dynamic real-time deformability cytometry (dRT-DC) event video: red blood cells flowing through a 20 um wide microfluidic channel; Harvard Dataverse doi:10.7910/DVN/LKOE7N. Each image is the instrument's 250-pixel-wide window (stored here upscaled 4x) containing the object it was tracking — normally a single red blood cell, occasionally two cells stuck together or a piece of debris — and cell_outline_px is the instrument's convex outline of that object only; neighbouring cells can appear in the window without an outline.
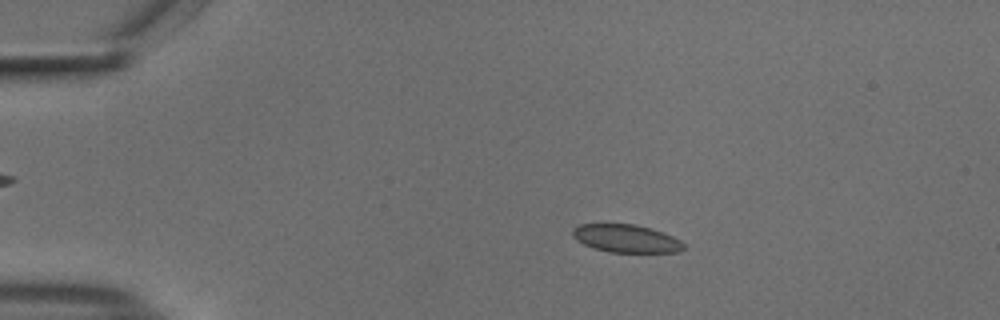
{"species": "common noctule bat (a hibernating species)", "species_latin": "Nyctalus noctula", "temperature_condition": "cold", "stored_images_in_passage": 55, "camera_frame_rate_fps": 3000, "um_per_image_px": 0.085, "animal": {"sex": "male", "body_mass_g": 18.8}, "frame": {"image": 1, "passage_image": 11, "time_ms": 3.333, "image_size_px": [1000, 320], "cell_outline_px": [[684, 248], [680, 252], [608, 252], [584, 244], [576, 240], [572, 236], [572, 228], [580, 224], [636, 224], [652, 228], [664, 232], [680, 240], [684, 244]], "centroid_in_image_um": [53.23, 20.26], "position_along_channel_um": 31.8, "area_um2": 18.15}}
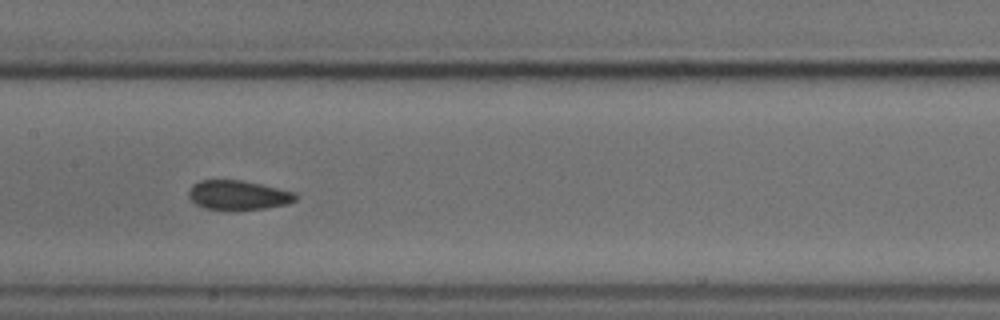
{"frame": {"image": 2, "passage_image": 28, "time_ms": 9.0, "image_size_px": [1000, 320], "cell_outline_px": [[300, 196], [296, 200], [288, 204], [264, 208], [232, 212], [204, 208], [196, 204], [188, 196], [188, 192], [192, 184], [200, 180], [244, 180], [296, 192]], "centroid_in_image_um": [20.26, 16.61], "position_along_channel_um": 187.1, "area_um2": 18.96}}
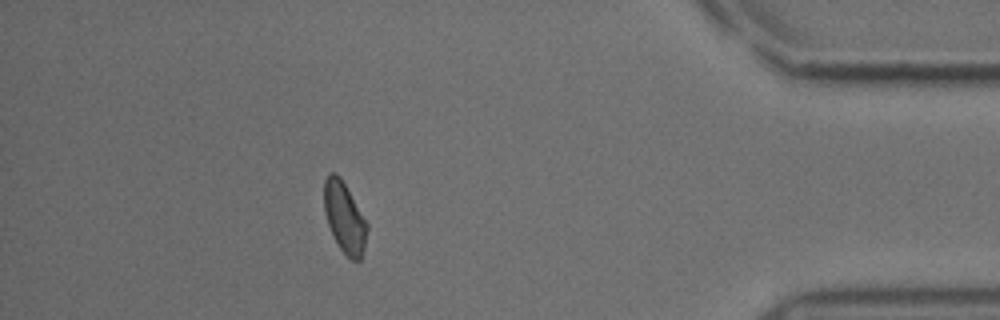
{"frame": {"image": 3, "passage_image": 49, "time_ms": 16.0, "image_size_px": [1000, 320], "cell_outline_px": [[368, 228], [364, 248], [360, 260], [352, 260], [340, 248], [328, 224], [324, 212], [324, 180], [328, 172], [336, 172], [340, 176], [368, 224]], "centroid_in_image_um": [29.27, 18.44], "position_along_channel_um": 405.9, "area_um2": 17.51}, "authors_computed_cell_mechanics": {"area_um2": 18.4382, "velocity_mm_per_s": 3.7195, "shape_relaxation_time_tau1_ms": 10.2729, "shape_relaxation_time_tau2_ms": 1.712, "deformation_change_tau1": 0.1002, "deformation_change_tau2": 0.0579}}